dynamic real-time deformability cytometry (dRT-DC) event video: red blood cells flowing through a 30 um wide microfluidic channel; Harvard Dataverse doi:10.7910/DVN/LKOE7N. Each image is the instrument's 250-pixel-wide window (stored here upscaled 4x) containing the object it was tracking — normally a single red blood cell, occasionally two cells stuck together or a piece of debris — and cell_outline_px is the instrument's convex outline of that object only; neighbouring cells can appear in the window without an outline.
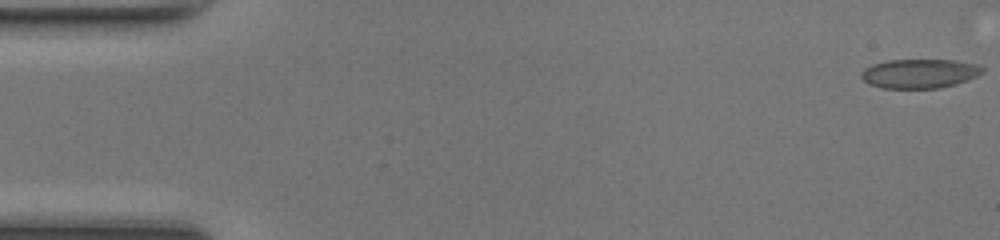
{"species": "common noctule bat (a hibernating species)", "species_latin": "Nyctalus noctula", "temperature_condition": "room temperature", "stored_images_in_passage": 48, "camera_frame_rate_fps": 3000, "um_per_image_px": 0.085, "animal": {"sex": "female", "body_mass_g": 17.0, "forearm_length_mm": 48.0}, "frame": {"image": 1, "passage_image": 1, "time_ms": 0.0, "image_size_px": [1000, 240], "cell_outline_px": [[984, 72], [968, 80], [956, 84], [940, 88], [880, 88], [868, 84], [860, 76], [860, 72], [864, 68], [872, 64], [888, 60], [956, 60], [976, 64], [984, 68]], "centroid_in_image_um": [78.14, 6.25], "position_along_channel_um": 6.9, "area_um2": 20.81}}
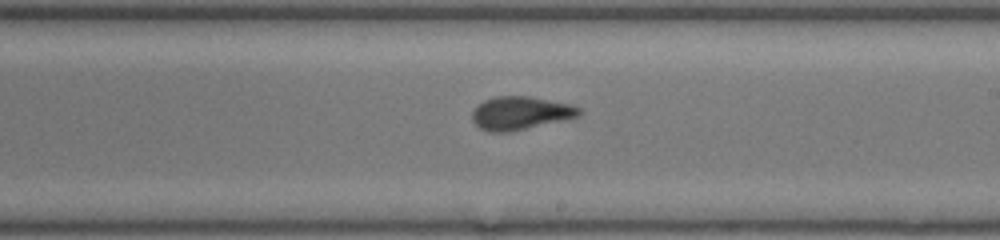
{"frame": {"image": 2, "passage_image": 28, "time_ms": 9.0, "image_size_px": [1000, 240], "cell_outline_px": [[580, 116], [508, 132], [488, 132], [480, 128], [472, 120], [472, 112], [484, 100], [496, 96], [528, 96], [568, 104], [580, 108]], "centroid_in_image_um": [44.2, 9.61], "position_along_channel_um": 244.8, "area_um2": 20.29}}
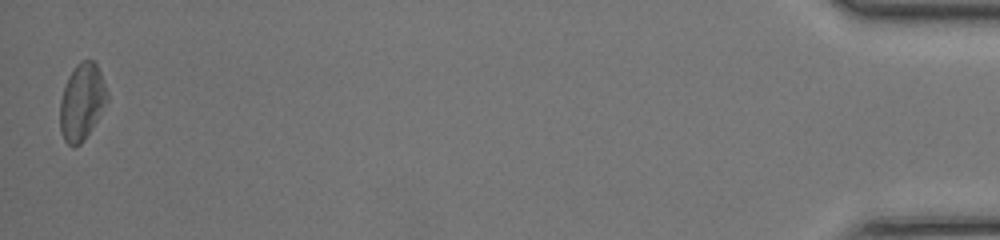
{"frame": {"image": 3, "passage_image": 48, "time_ms": 15.667, "image_size_px": [1000, 240], "cell_outline_px": [[108, 100], [92, 128], [84, 140], [80, 144], [72, 148], [64, 140], [60, 132], [60, 100], [64, 84], [68, 76], [76, 64], [80, 60], [92, 60], [96, 64], [100, 72], [108, 92]], "centroid_in_image_um": [6.94, 8.66], "position_along_channel_um": 428.3, "area_um2": 21.21}, "authors_computed_cell_mechanics": {"area_um2": 20.4612, "velocity_mm_per_s": 4.2803, "shape_relaxation_time_tau1_ms": 5.1005, "shape_relaxation_time_tau2_ms": 1.8777, "deformation_change_tau1": 0.1449, "deformation_change_tau2": 0.0925}}